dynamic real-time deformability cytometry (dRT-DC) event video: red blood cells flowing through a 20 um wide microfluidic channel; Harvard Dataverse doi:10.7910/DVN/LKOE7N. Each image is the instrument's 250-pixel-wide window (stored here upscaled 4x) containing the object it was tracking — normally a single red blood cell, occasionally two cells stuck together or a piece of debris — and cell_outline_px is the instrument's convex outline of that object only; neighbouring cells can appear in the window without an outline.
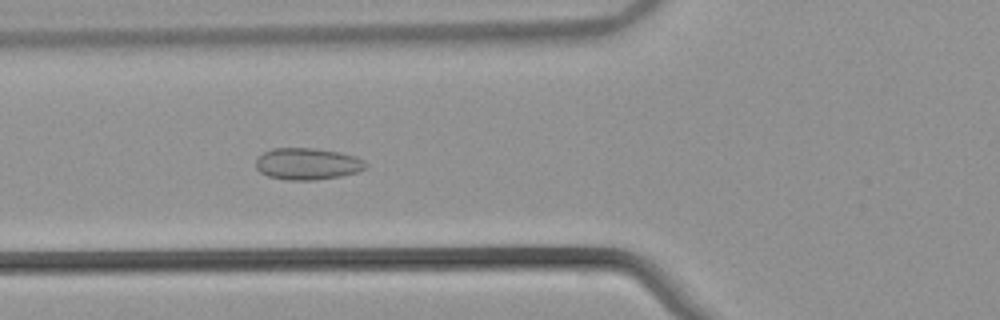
{"species": "common noctule bat (a hibernating species)", "species_latin": "Nyctalus noctula", "temperature_condition": "warm", "stored_images_in_passage": 54, "camera_frame_rate_fps": 3000, "um_per_image_px": 0.085, "animal": {"sex": "male", "body_mass_g": 21.5, "forearm_length_mm": 52.0}, "frame": {"image": 1, "passage_image": 21, "time_ms": 6.667, "image_size_px": [1000, 320], "cell_outline_px": [[368, 164], [364, 168], [356, 172], [340, 176], [316, 180], [284, 180], [268, 176], [260, 172], [256, 168], [256, 160], [264, 152], [272, 148], [312, 148], [340, 152], [356, 156], [364, 160]], "centroid_in_image_um": [26.13, 13.93], "position_along_channel_um": 99.7, "area_um2": 20.35}}
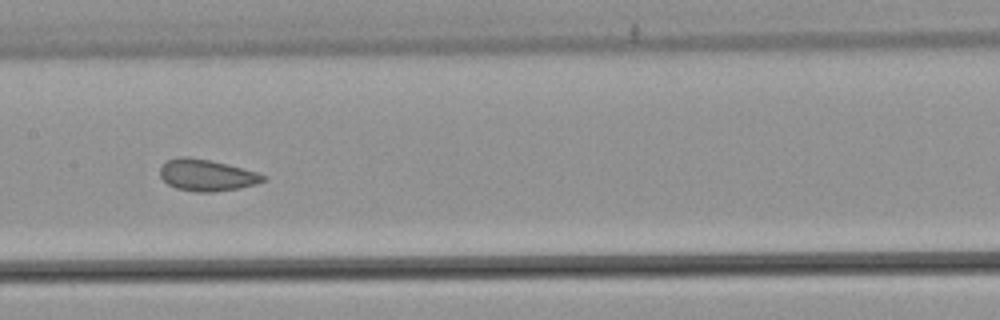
{"frame": {"image": 2, "passage_image": 28, "time_ms": 9.0, "image_size_px": [1000, 320], "cell_outline_px": [[268, 176], [264, 180], [256, 184], [240, 188], [212, 192], [196, 192], [176, 188], [168, 184], [160, 176], [160, 168], [168, 160], [176, 156], [188, 156], [208, 160], [256, 172]], "centroid_in_image_um": [17.55, 14.89], "position_along_channel_um": 189.9, "area_um2": 18.79}}
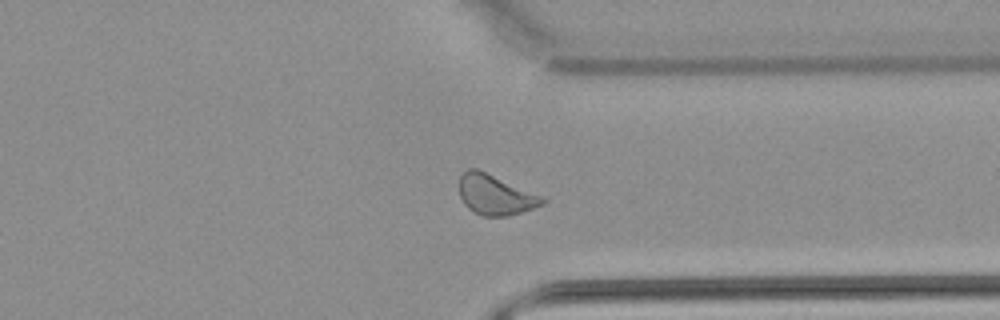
{"frame": {"image": 3, "passage_image": 42, "time_ms": 13.667, "image_size_px": [1000, 320], "cell_outline_px": [[548, 200], [544, 204], [508, 216], [480, 216], [468, 208], [464, 204], [460, 196], [460, 176], [468, 168], [476, 168], [540, 196]], "centroid_in_image_um": [42.06, 16.58], "position_along_channel_um": 369.3, "area_um2": 19.02}, "authors_computed_cell_mechanics": {"area_um2": 19.8254, "velocity_mm_per_s": 3.8471, "shape_relaxation_time_tau1_ms": null, "shape_relaxation_time_tau2_ms": 1.3408, "deformation_change_tau1": null, "deformation_change_tau2": 0.061}}